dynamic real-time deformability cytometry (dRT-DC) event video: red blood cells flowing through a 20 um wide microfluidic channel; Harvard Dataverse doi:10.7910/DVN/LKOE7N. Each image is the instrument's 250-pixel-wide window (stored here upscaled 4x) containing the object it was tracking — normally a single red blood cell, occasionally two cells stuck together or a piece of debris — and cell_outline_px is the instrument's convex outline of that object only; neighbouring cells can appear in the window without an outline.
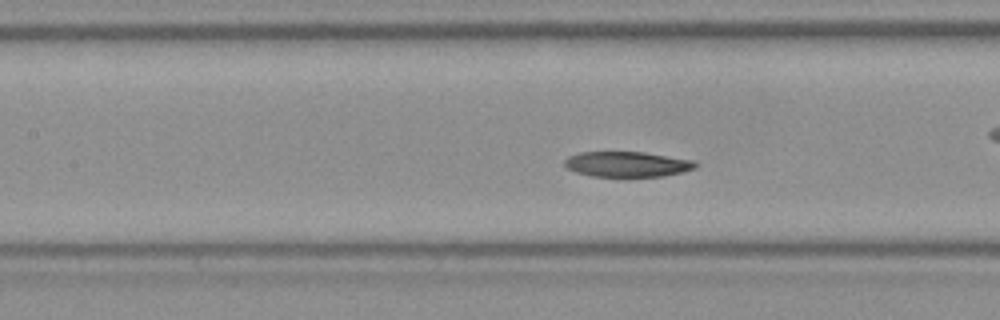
{"species": "Egyptian fruit bat (a non-hibernating species)", "species_latin": "Rousettus aegyptiacus", "temperature_condition": "room temperature", "stored_images_in_passage": 53, "camera_frame_rate_fps": 3000, "um_per_image_px": 0.085, "frame": {"image": 1, "passage_image": 23, "time_ms": 7.333, "image_size_px": [1000, 320], "cell_outline_px": [[700, 164], [696, 168], [684, 172], [664, 176], [592, 176], [576, 172], [568, 168], [564, 164], [564, 160], [568, 156], [580, 152], [644, 152], [696, 160]], "centroid_in_image_um": [53.38, 13.95], "position_along_channel_um": 154.0, "area_um2": 19.48}}